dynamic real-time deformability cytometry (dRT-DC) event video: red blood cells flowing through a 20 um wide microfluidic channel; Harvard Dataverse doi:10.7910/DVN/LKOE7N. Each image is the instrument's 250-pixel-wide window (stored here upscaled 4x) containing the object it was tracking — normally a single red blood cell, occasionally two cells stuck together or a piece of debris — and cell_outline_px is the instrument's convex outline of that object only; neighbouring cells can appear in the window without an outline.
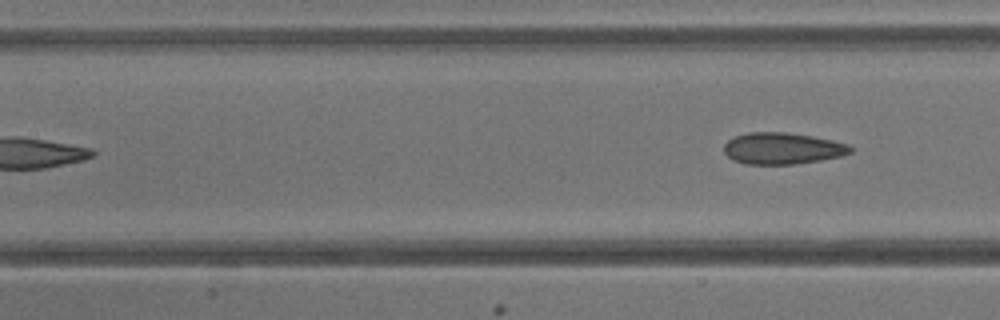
{"species": "common noctule bat (a hibernating species)", "species_latin": "Nyctalus noctula", "temperature_condition": "warm", "stored_images_in_passage": 4, "camera_frame_rate_fps": 3000, "um_per_image_px": 0.085, "animal": {"sex": "male", "body_mass_g": 13.3}, "frame": {"image": 1, "passage_image": 4, "time_ms": 4.667, "image_size_px": [1000, 320], "cell_outline_px": [[856, 148], [852, 152], [840, 156], [820, 160], [796, 164], [744, 164], [728, 156], [724, 152], [724, 144], [728, 140], [736, 136], [748, 132], [788, 132], [812, 136], [832, 140], [848, 144]], "centroid_in_image_um": [66.54, 12.61], "position_along_channel_um": 140.9, "area_um2": 23.29}}